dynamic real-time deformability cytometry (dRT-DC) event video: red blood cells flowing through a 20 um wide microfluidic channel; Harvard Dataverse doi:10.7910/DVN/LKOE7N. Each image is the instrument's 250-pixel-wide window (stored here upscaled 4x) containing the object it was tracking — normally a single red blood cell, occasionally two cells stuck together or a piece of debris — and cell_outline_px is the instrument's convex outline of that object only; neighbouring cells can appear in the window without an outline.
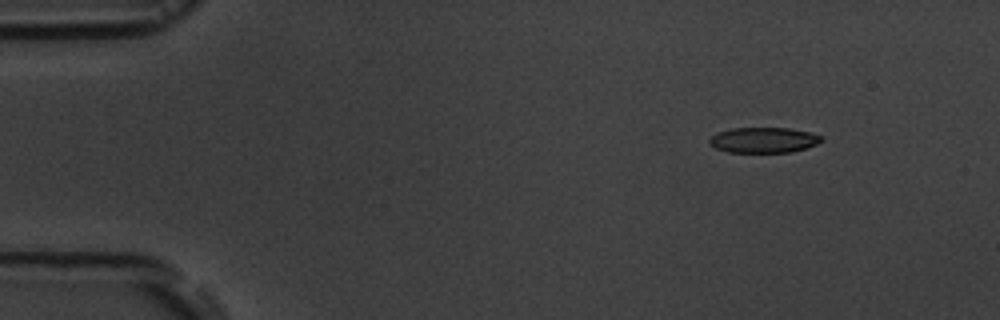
{"species": "common noctule bat (a hibernating species)", "species_latin": "Nyctalus noctula", "temperature_condition": "room temperature", "stored_images_in_passage": 3, "camera_frame_rate_fps": 3000, "um_per_image_px": 0.085, "animal": {"sex": "male", "body_mass_g": 19.5, "forearm_length_mm": 54.6}, "frame": {"image": 1, "passage_image": 1, "time_ms": 0.0, "image_size_px": [1000, 320], "cell_outline_px": [[824, 140], [816, 144], [792, 152], [728, 152], [716, 148], [708, 144], [708, 140], [716, 132], [732, 128], [788, 128], [808, 132], [824, 136]], "centroid_in_image_um": [64.89, 11.9], "position_along_channel_um": 20.1, "area_um2": 16.65}}
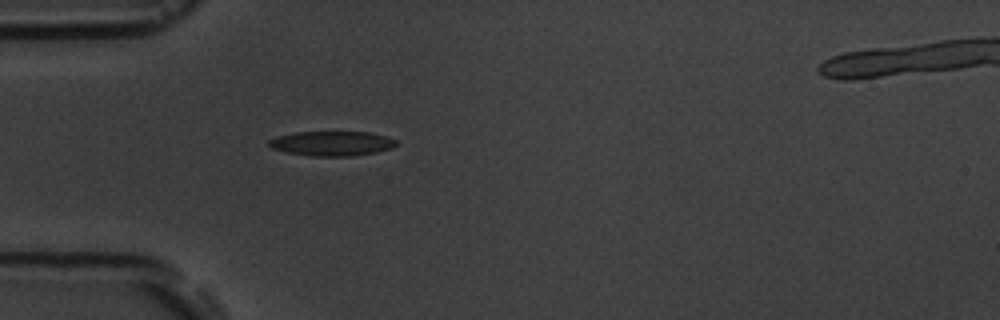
{"frame": {"image": 2, "passage_image": 3, "time_ms": 3.333, "image_size_px": [1000, 320], "cell_outline_px": [[396, 144], [392, 148], [376, 152], [352, 156], [312, 156], [288, 152], [272, 148], [268, 144], [268, 140], [276, 136], [296, 132], [368, 132], [388, 136], [396, 140]], "centroid_in_image_um": [28.22, 12.19], "position_along_channel_um": 56.8, "area_um2": 18.26}}